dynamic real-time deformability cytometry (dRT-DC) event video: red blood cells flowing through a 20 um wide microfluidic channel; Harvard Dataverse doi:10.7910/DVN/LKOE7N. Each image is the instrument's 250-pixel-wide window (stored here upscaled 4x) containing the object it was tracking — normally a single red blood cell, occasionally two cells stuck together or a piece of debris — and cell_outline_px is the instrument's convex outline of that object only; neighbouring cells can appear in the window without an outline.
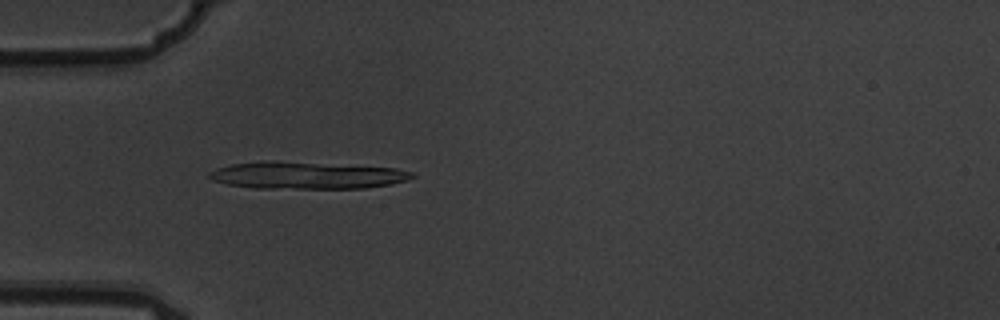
{"species": "common noctule bat (a hibernating species)", "species_latin": "Nyctalus noctula", "temperature_condition": "warm", "stored_images_in_passage": 4, "camera_frame_rate_fps": 3000, "um_per_image_px": 0.085, "animal": {"sex": "male", "body_mass_g": 19.5, "forearm_length_mm": 54.6}, "frame": {"image": 1, "passage_image": 4, "time_ms": 1.0, "image_size_px": [1000, 320], "cell_outline_px": [[416, 176], [408, 180], [392, 184], [364, 188], [252, 188], [228, 184], [212, 180], [208, 176], [208, 172], [216, 168], [232, 164], [260, 160], [272, 160], [396, 168], [412, 172]], "centroid_in_image_um": [26.04, 14.89], "position_along_channel_um": 59.0, "area_um2": 32.25}}